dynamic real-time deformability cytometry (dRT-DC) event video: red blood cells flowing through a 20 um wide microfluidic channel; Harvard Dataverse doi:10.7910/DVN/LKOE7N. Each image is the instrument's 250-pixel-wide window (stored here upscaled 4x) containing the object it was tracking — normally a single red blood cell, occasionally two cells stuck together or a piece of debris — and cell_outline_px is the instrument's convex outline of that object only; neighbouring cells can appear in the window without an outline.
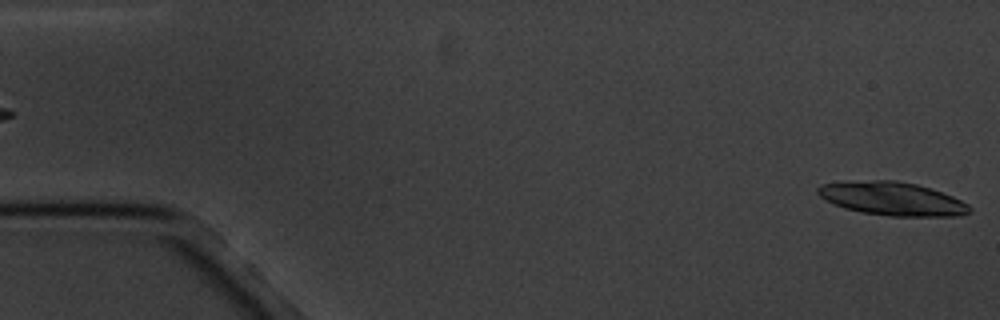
{"species": "common noctule bat (a hibernating species)", "species_latin": "Nyctalus noctula", "temperature_condition": "cold", "stored_images_in_passage": 5, "segment_of_instrument_passage": [2, 2], "camera_frame_rate_fps": 3000, "um_per_image_px": 0.085, "animal": {"sex": "male", "body_mass_g": 20.1, "forearm_length_mm": 53.5}, "frame": {"image": 1, "passage_image": 5, "time_ms": 5.333, "image_size_px": [1000, 320], "cell_outline_px": [[972, 212], [960, 216], [888, 216], [860, 212], [844, 208], [824, 200], [816, 192], [816, 188], [820, 184], [872, 180], [896, 180], [916, 184], [952, 196], [968, 204], [972, 208]], "centroid_in_image_um": [75.83, 16.9], "position_along_channel_um": 9.2, "area_um2": 29.54}}